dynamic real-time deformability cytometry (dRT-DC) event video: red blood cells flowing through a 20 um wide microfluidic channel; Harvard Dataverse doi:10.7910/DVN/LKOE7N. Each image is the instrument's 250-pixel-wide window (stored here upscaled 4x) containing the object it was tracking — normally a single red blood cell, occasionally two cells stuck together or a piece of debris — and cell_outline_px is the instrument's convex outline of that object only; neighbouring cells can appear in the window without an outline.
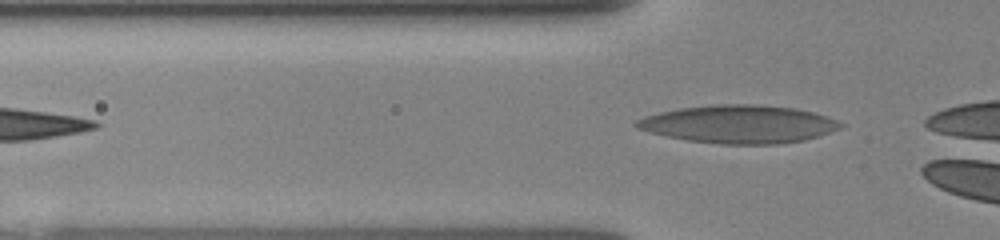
{"species": "human", "species_latin": "Homo sapiens", "temperature_condition": "room temperature", "stored_images_in_passage": 3, "camera_frame_rate_fps": 3000, "um_per_image_px": 0.085, "donor": {"sex": "female"}, "frame": {"image": 1, "passage_image": 3, "time_ms": 2.0, "image_size_px": [1000, 240], "cell_outline_px": [[844, 124], [840, 128], [804, 140], [780, 144], [720, 144], [688, 140], [668, 136], [636, 128], [632, 124], [636, 120], [644, 116], [660, 112], [680, 108], [712, 104], [752, 104], [796, 108], [828, 116], [840, 120]], "centroid_in_image_um": [62.81, 10.54], "position_along_channel_um": 63.0, "area_um2": 45.14}}